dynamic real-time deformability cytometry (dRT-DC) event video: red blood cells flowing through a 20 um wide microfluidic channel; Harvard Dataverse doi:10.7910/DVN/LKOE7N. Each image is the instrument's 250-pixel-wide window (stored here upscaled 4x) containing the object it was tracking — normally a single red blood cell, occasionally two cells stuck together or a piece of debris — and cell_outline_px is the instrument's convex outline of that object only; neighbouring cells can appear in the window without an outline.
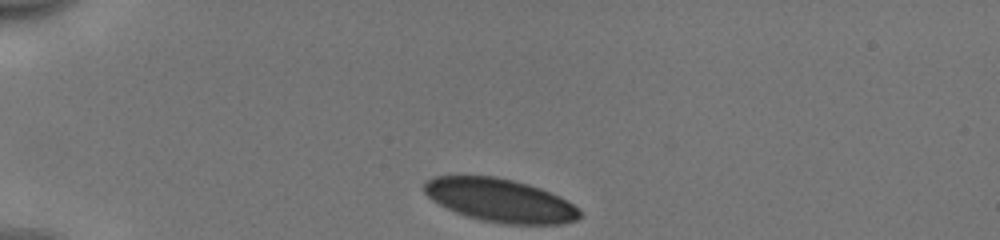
{"species": "human", "species_latin": "Homo sapiens", "temperature_condition": "cold", "stored_images_in_passage": 34, "camera_frame_rate_fps": 3000, "um_per_image_px": 0.085, "donor": {"sex": "male"}, "frame": {"image": 1, "passage_image": 1, "time_ms": 0.0, "image_size_px": [1000, 240], "cell_outline_px": [[584, 216], [576, 220], [564, 224], [504, 224], [484, 220], [468, 216], [456, 212], [432, 200], [424, 192], [424, 184], [432, 176], [496, 176], [528, 184], [540, 188], [560, 196], [572, 204]], "centroid_in_image_um": [42.53, 17.03], "position_along_channel_um": 42.5, "area_um2": 39.02}}
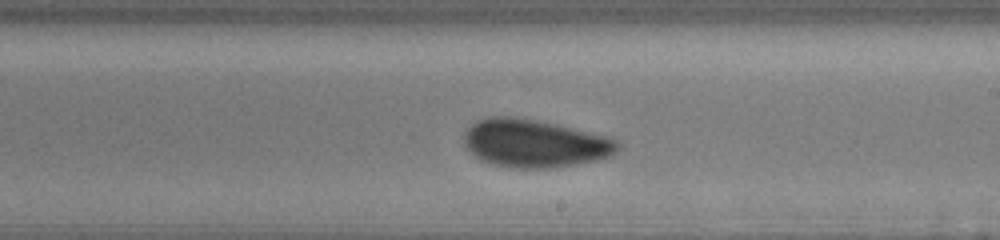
{"frame": {"image": 2, "passage_image": 20, "time_ms": 6.333, "image_size_px": [1000, 240], "cell_outline_px": [[620, 148], [616, 152], [608, 156], [596, 160], [552, 168], [508, 168], [492, 164], [480, 160], [464, 144], [464, 132], [476, 120], [488, 116], [516, 116], [556, 124], [612, 136], [620, 144]], "centroid_in_image_um": [45.45, 12.17], "position_along_channel_um": 243.6, "area_um2": 43.29}}
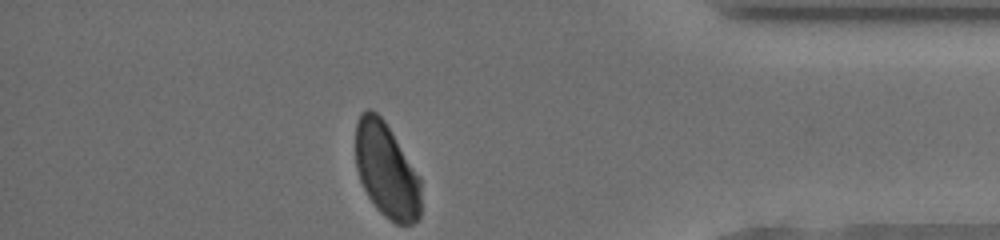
{"frame": {"image": 3, "passage_image": 34, "time_ms": 11.0, "image_size_px": [1000, 240], "cell_outline_px": [[420, 216], [412, 224], [396, 224], [388, 220], [376, 208], [368, 196], [360, 180], [356, 168], [356, 124], [360, 112], [368, 108], [372, 108], [384, 120], [420, 176]], "centroid_in_image_um": [32.84, 14.48], "position_along_channel_um": 402.4, "area_um2": 36.3}, "authors_computed_cell_mechanics": {"area_um2": 42.2807, "velocity_mm_per_s": 3.9352, "shape_relaxation_time_tau1_ms": 4.2468, "shape_relaxation_time_tau2_ms": 0.945, "deformation_change_tau1": 0.0911, "deformation_change_tau2": 0.0503}}